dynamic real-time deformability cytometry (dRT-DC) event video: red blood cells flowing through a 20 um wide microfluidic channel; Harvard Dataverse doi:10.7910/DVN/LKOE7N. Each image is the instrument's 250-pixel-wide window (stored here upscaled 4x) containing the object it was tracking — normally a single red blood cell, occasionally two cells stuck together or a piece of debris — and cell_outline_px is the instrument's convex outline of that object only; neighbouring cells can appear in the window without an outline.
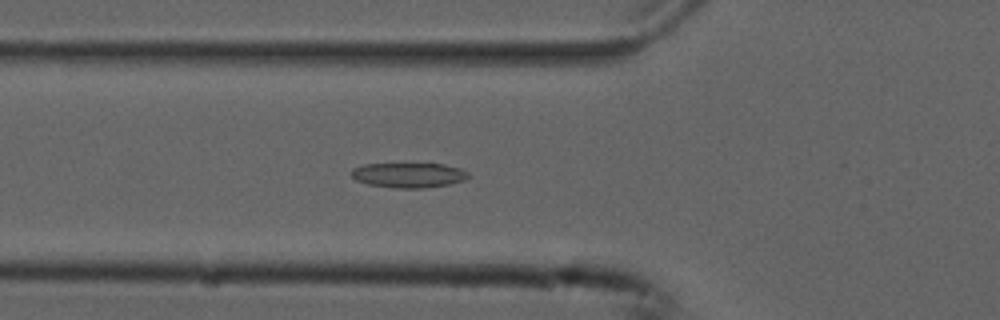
{"species": "common noctule bat (a hibernating species)", "species_latin": "Nyctalus noctula", "temperature_condition": "cold", "stored_images_in_passage": 54, "camera_frame_rate_fps": 3000, "um_per_image_px": 0.085, "animal": {"sex": "male", "forearm_length_mm": 52.5}, "frame": {"image": 1, "passage_image": 19, "time_ms": 6.0, "image_size_px": [1000, 320], "cell_outline_px": [[468, 176], [464, 180], [448, 184], [424, 188], [392, 188], [368, 184], [356, 180], [352, 176], [352, 168], [364, 164], [444, 164], [460, 168], [468, 172]], "centroid_in_image_um": [34.72, 14.89], "position_along_channel_um": 91.1, "area_um2": 16.88}}
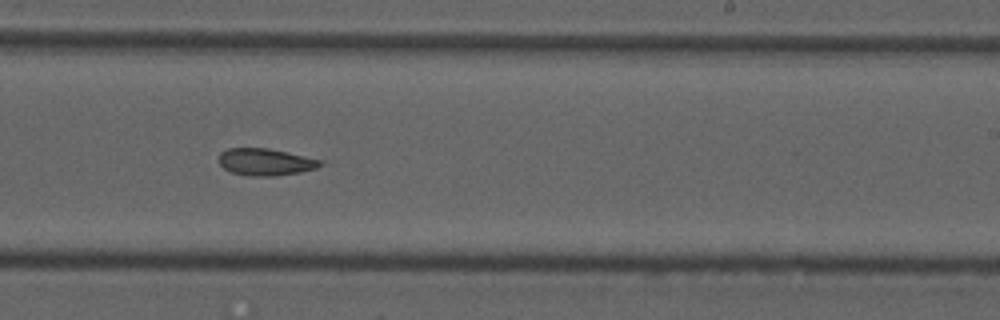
{"frame": {"image": 2, "passage_image": 33, "time_ms": 10.667, "image_size_px": [1000, 320], "cell_outline_px": [[332, 160], [316, 168], [300, 172], [276, 176], [252, 176], [232, 172], [224, 168], [220, 164], [220, 152], [228, 148], [268, 148]], "centroid_in_image_um": [22.72, 13.75], "position_along_channel_um": 266.3, "area_um2": 16.42}}
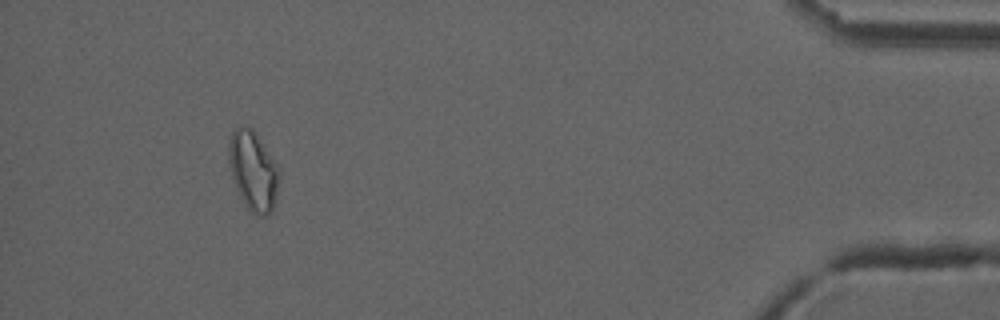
{"frame": {"image": 3, "passage_image": 50, "time_ms": 16.333, "image_size_px": [1000, 320], "cell_outline_px": [[280, 180], [276, 204], [268, 216], [256, 216], [248, 208], [240, 196], [236, 188], [232, 176], [228, 160], [228, 144], [232, 132], [240, 124], [252, 128], [276, 160], [280, 172]], "centroid_in_image_um": [21.56, 14.52], "position_along_channel_um": 413.6, "area_um2": 23.93}, "authors_computed_cell_mechanics": {"area_um2": 17.6001, "velocity_mm_per_s": 3.7689, "shape_relaxation_time_tau1_ms": null, "shape_relaxation_time_tau2_ms": 5.9443, "deformation_change_tau1": null, "deformation_change_tau2": 0.1234}}